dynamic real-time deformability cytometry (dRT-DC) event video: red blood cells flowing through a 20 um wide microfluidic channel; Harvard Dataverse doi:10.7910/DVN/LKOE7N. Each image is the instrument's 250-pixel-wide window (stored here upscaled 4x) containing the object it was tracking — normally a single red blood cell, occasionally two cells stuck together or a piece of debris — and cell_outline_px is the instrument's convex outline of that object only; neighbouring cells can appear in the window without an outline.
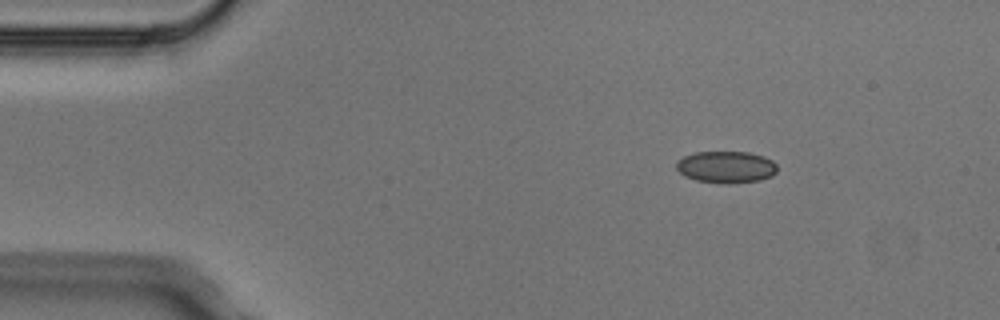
{"species": "Egyptian fruit bat (a non-hibernating species)", "species_latin": "Rousettus aegyptiacus", "temperature_condition": "cold", "stored_images_in_passage": 4, "camera_frame_rate_fps": 3000, "um_per_image_px": 0.085, "animal": {"sex": "male"}, "frame": {"image": 1, "passage_image": 2, "time_ms": 0.333, "image_size_px": [1000, 320], "cell_outline_px": [[776, 172], [772, 176], [760, 180], [732, 184], [724, 184], [696, 180], [684, 176], [676, 168], [676, 160], [684, 156], [696, 152], [748, 152], [764, 156], [772, 160], [776, 164]], "centroid_in_image_um": [61.72, 14.2], "position_along_channel_um": 23.3, "area_um2": 18.9}}